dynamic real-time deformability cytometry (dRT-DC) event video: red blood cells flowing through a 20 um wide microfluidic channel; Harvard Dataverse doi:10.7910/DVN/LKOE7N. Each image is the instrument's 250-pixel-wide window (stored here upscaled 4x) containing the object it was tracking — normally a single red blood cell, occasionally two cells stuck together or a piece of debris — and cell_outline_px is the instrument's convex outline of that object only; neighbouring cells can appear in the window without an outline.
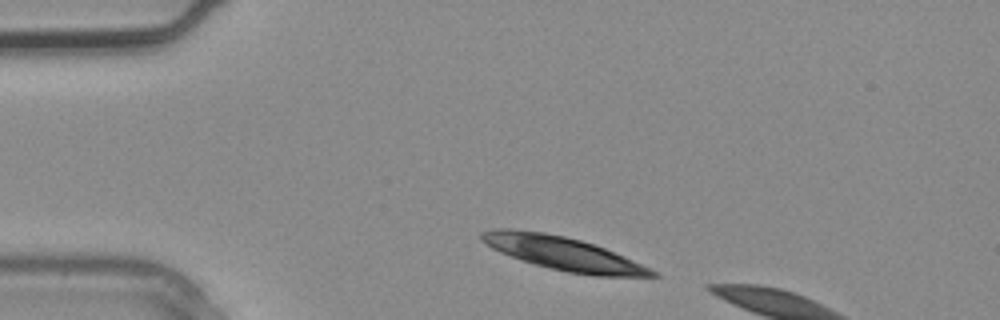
{"species": "common noctule bat (a hibernating species)", "species_latin": "Nyctalus noctula", "temperature_condition": "warm", "stored_images_in_passage": 3, "segment_of_instrument_passage": [2, 2], "camera_frame_rate_fps": 3000, "um_per_image_px": 0.085, "animal": {"sex": "male", "body_mass_g": 20.4}, "frame": {"image": 1, "passage_image": 3, "time_ms": 0.667, "image_size_px": [1000, 320], "cell_outline_px": [[660, 276], [596, 276], [568, 272], [548, 268], [500, 252], [492, 248], [480, 240], [480, 232], [492, 228], [508, 228], [544, 232], [564, 236], [580, 240], [604, 248], [624, 256], [652, 268]], "centroid_in_image_um": [47.84, 21.53], "position_along_channel_um": 37.2, "area_um2": 32.95}}